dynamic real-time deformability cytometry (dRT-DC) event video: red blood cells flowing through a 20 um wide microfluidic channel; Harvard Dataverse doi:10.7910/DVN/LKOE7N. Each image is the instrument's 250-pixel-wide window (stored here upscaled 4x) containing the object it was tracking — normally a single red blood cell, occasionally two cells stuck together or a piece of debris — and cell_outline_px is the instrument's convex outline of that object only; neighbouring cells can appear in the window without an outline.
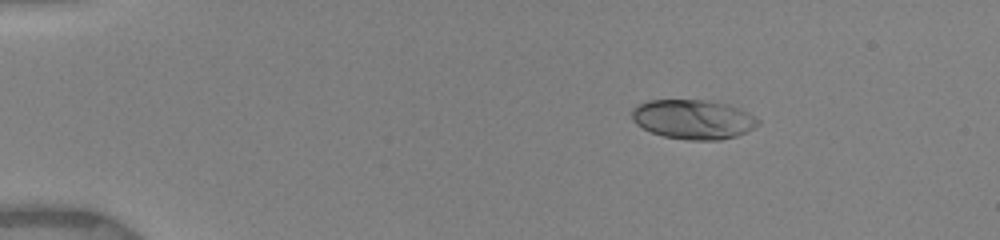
{"species": "human", "species_latin": "Homo sapiens", "temperature_condition": "warm", "stored_images_in_passage": 21, "camera_frame_rate_fps": 3000, "um_per_image_px": 0.085, "donor": {"sex": "female"}, "frame": {"image": 1, "passage_image": 1, "time_ms": 0.0, "image_size_px": [1000, 240], "cell_outline_px": [[760, 124], [736, 136], [720, 140], [688, 140], [664, 136], [652, 132], [636, 124], [632, 120], [632, 108], [636, 104], [648, 100], [704, 100], [728, 104], [740, 108], [756, 116], [760, 120]], "centroid_in_image_um": [58.92, 10.13], "position_along_channel_um": 26.1, "area_um2": 29.13}}
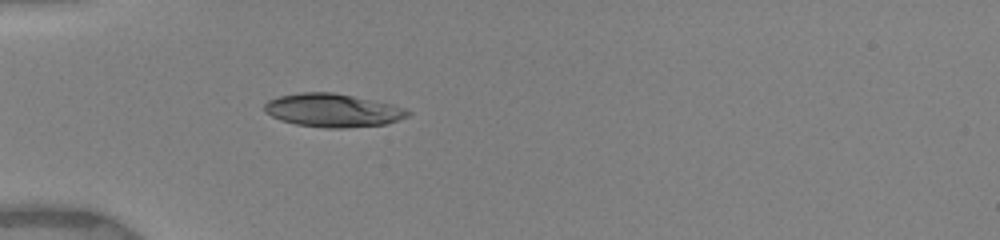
{"frame": {"image": 2, "passage_image": 7, "time_ms": 2.667, "image_size_px": [1000, 240], "cell_outline_px": [[412, 112], [408, 116], [384, 124], [344, 128], [324, 128], [296, 124], [280, 120], [264, 112], [264, 104], [268, 100], [280, 96], [300, 92], [332, 92], [392, 104], [404, 108]], "centroid_in_image_um": [28.25, 9.38], "position_along_channel_um": 56.7, "area_um2": 27.69}}
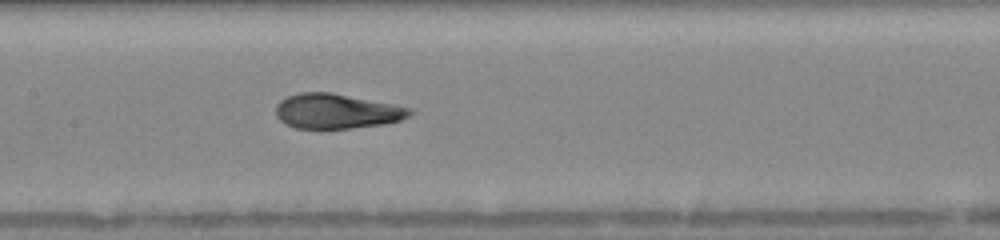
{"frame": {"image": 3, "passage_image": 18, "time_ms": 6.0, "image_size_px": [1000, 240], "cell_outline_px": [[412, 112], [408, 116], [400, 120], [384, 124], [352, 128], [296, 128], [284, 124], [276, 116], [276, 104], [280, 100], [288, 96], [300, 92], [332, 92], [396, 104], [412, 108]], "centroid_in_image_um": [28.61, 9.44], "position_along_channel_um": 178.8, "area_um2": 27.4}}